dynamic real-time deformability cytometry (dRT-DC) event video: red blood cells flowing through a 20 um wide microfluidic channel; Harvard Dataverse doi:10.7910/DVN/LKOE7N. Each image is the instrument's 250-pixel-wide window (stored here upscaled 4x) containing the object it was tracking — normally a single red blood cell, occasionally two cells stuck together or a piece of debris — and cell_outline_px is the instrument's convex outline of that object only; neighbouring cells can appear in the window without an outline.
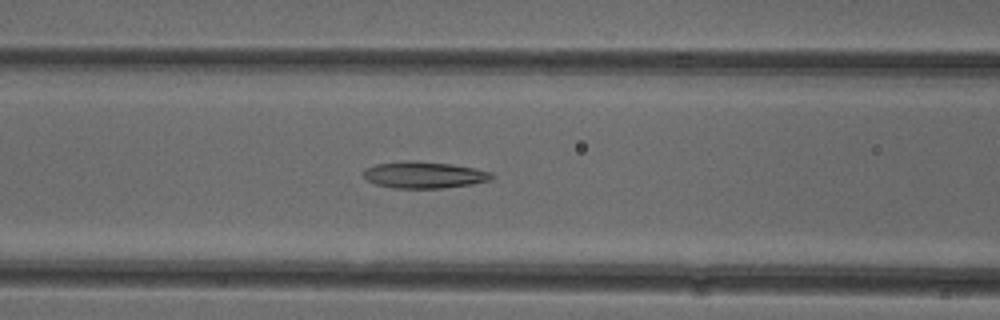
{"species": "common noctule bat (a hibernating species)", "species_latin": "Nyctalus noctula", "temperature_condition": "cold", "stored_images_in_passage": 28, "camera_frame_rate_fps": 3000, "um_per_image_px": 0.085, "animal": {"sex": "female"}, "frame": {"image": 1, "passage_image": 5, "time_ms": 1.333, "image_size_px": [1000, 320], "cell_outline_px": [[496, 176], [492, 180], [472, 184], [444, 188], [396, 188], [376, 184], [368, 180], [364, 176], [364, 172], [368, 168], [376, 164], [404, 160], [412, 160], [452, 164], [476, 168], [492, 172]], "centroid_in_image_um": [36.13, 14.86], "position_along_channel_um": 130.5, "area_um2": 20.0}}
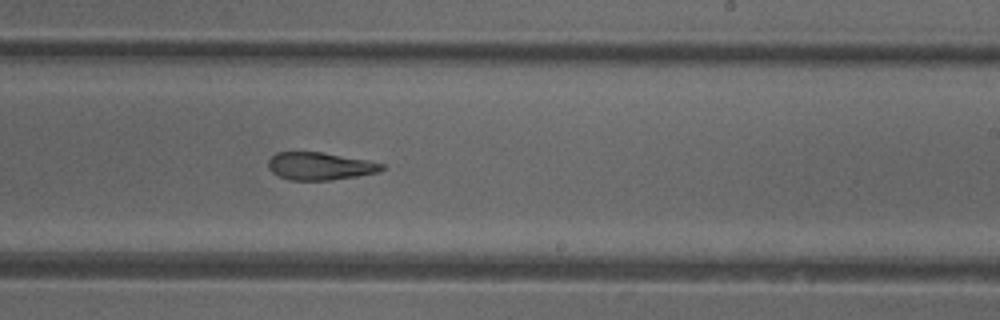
{"frame": {"image": 2, "passage_image": 15, "time_ms": 4.667, "image_size_px": [1000, 320], "cell_outline_px": [[388, 168], [376, 172], [356, 176], [332, 180], [288, 180], [272, 172], [268, 168], [268, 160], [276, 152], [320, 152], [368, 160], [384, 164]], "centroid_in_image_um": [27.19, 14.12], "position_along_channel_um": 261.8, "area_um2": 18.26}}
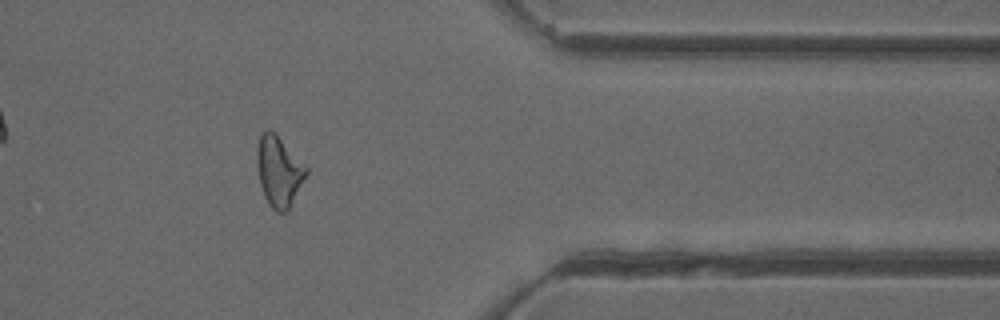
{"frame": {"image": 3, "passage_image": 26, "time_ms": 8.333, "image_size_px": [1000, 320], "cell_outline_px": [[308, 172], [288, 212], [276, 212], [268, 204], [264, 196], [260, 184], [256, 164], [256, 148], [260, 132], [268, 128], [276, 132], [308, 168]], "centroid_in_image_um": [23.68, 14.52], "position_along_channel_um": 387.7, "area_um2": 20.69}}